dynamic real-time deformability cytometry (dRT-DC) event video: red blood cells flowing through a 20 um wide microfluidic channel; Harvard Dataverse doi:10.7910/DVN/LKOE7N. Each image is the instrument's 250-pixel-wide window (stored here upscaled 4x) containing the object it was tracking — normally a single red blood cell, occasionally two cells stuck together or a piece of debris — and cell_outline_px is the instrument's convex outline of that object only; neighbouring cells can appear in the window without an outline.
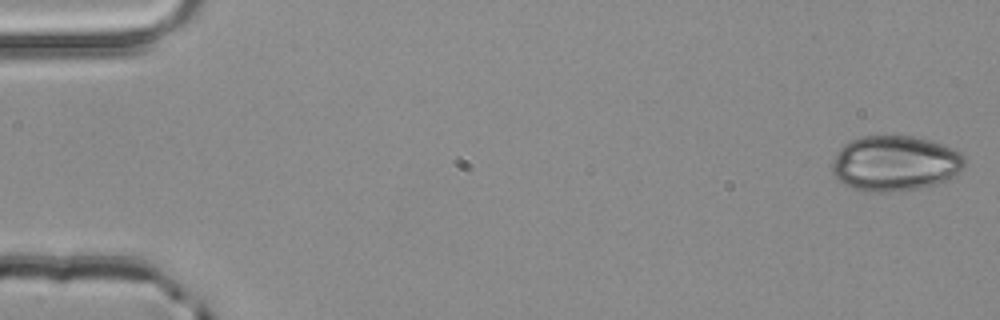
{"species": "common noctule bat (a hibernating species)", "species_latin": "Nyctalus noctula", "temperature_condition": "room temperature", "stored_images_in_passage": 4, "camera_frame_rate_fps": 3000, "um_per_image_px": 0.085, "animal": {"sex": "male", "body_mass_g": 20.4}, "frame": {"image": 1, "passage_image": 1, "time_ms": 0.0, "image_size_px": [1000, 320], "cell_outline_px": [[964, 164], [960, 172], [956, 176], [936, 184], [920, 188], [884, 192], [864, 192], [844, 184], [832, 172], [832, 164], [836, 152], [844, 144], [852, 140], [864, 136], [908, 136], [928, 140], [952, 148], [960, 152], [964, 156]], "centroid_in_image_um": [76.07, 13.89], "position_along_channel_um": 8.9, "area_um2": 42.6}}